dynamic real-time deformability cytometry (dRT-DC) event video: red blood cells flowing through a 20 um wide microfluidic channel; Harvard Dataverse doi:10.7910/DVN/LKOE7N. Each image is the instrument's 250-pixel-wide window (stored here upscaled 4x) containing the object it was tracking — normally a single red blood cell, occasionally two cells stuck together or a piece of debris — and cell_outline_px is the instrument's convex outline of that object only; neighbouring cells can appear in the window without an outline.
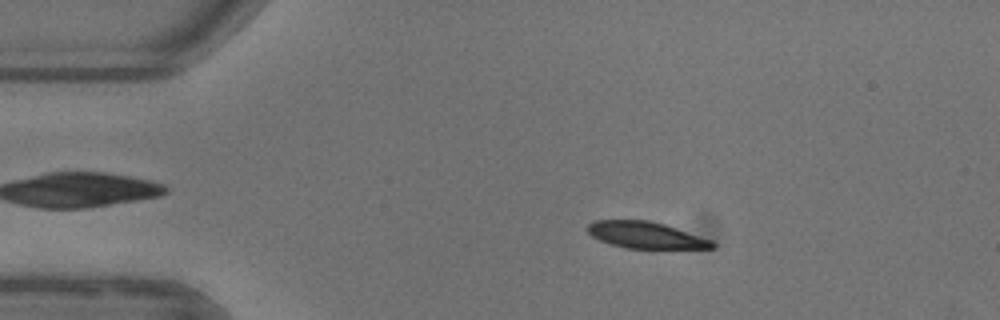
{"species": "common noctule bat (a hibernating species)", "species_latin": "Nyctalus noctula", "temperature_condition": "warm", "stored_images_in_passage": 53, "camera_frame_rate_fps": 3000, "um_per_image_px": 0.085, "animal": {"sex": "female"}, "frame": {"image": 1, "passage_image": 9, "time_ms": 2.667, "image_size_px": [1000, 320], "cell_outline_px": [[716, 248], [624, 248], [600, 240], [592, 236], [584, 228], [588, 224], [596, 220], [648, 220], [664, 224], [712, 240], [716, 244]], "centroid_in_image_um": [54.86, 19.98], "position_along_channel_um": 30.1, "area_um2": 19.19}}
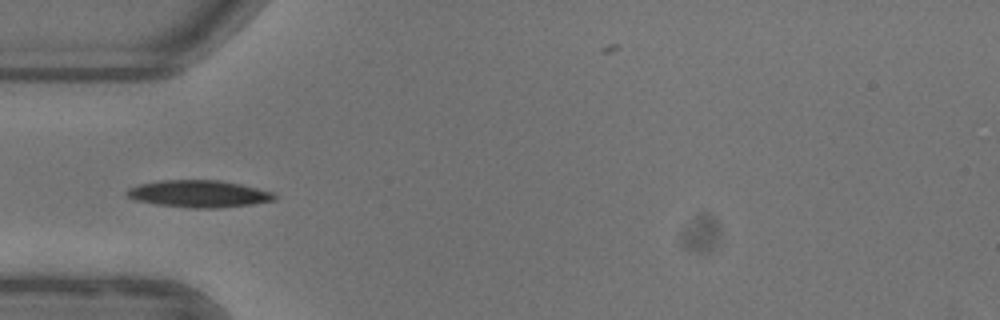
{"frame": {"image": 2, "passage_image": 16, "time_ms": 5.0, "image_size_px": [1000, 320], "cell_outline_px": [[280, 196], [276, 200], [252, 204], [216, 208], [188, 208], [156, 204], [136, 200], [128, 196], [124, 192], [128, 188], [140, 184], [160, 180], [220, 180], [240, 184], [272, 192]], "centroid_in_image_um": [16.91, 16.47], "position_along_channel_um": 68.1, "area_um2": 23.35}}
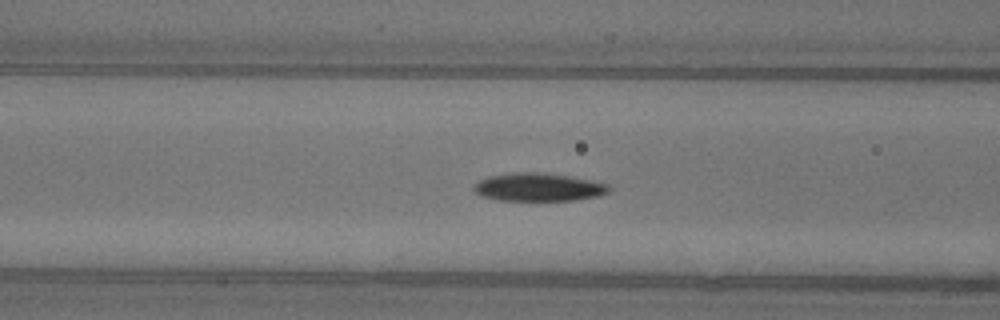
{"frame": {"image": 3, "passage_image": 20, "time_ms": 6.333, "image_size_px": [1000, 320], "cell_outline_px": [[612, 188], [608, 192], [596, 196], [576, 200], [500, 200], [480, 196], [472, 188], [480, 180], [488, 176], [516, 172], [536, 172], [568, 176], [608, 184]], "centroid_in_image_um": [45.75, 15.91], "position_along_channel_um": 120.9, "area_um2": 21.85}, "authors_computed_cell_mechanics": {"area_um2": 21.2704, "velocity_mm_per_s": 3.9047, "shape_relaxation_time_tau1_ms": 2.8316, "shape_relaxation_time_tau2_ms": null, "deformation_change_tau1": 0.1469, "deformation_change_tau2": null}}